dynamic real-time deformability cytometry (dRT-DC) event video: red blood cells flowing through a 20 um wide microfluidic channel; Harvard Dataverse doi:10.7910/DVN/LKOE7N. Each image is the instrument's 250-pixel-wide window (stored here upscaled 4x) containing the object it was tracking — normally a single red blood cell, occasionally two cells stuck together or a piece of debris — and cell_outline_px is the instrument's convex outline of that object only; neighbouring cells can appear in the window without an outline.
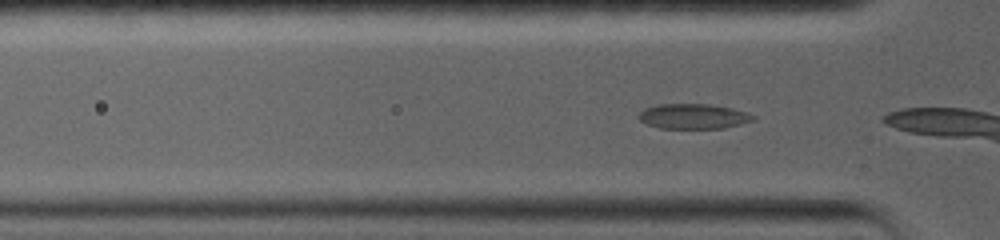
{"species": "common noctule bat (a hibernating species)", "species_latin": "Nyctalus noctula", "temperature_condition": "warm", "stored_images_in_passage": 6, "camera_frame_rate_fps": 5000, "um_per_image_px": 0.085, "animal": {"sex": "female", "body_mass_g": 19.0, "forearm_length_mm": 56.7}, "frame": {"image": 1, "passage_image": 4, "time_ms": 0.6, "image_size_px": [1000, 240], "cell_outline_px": [[756, 120], [724, 128], [660, 128], [648, 124], [640, 120], [636, 116], [644, 108], [656, 104], [708, 104], [732, 108], [748, 112], [756, 116]], "centroid_in_image_um": [58.95, 9.88], "position_along_channel_um": 66.9, "area_um2": 16.82}}